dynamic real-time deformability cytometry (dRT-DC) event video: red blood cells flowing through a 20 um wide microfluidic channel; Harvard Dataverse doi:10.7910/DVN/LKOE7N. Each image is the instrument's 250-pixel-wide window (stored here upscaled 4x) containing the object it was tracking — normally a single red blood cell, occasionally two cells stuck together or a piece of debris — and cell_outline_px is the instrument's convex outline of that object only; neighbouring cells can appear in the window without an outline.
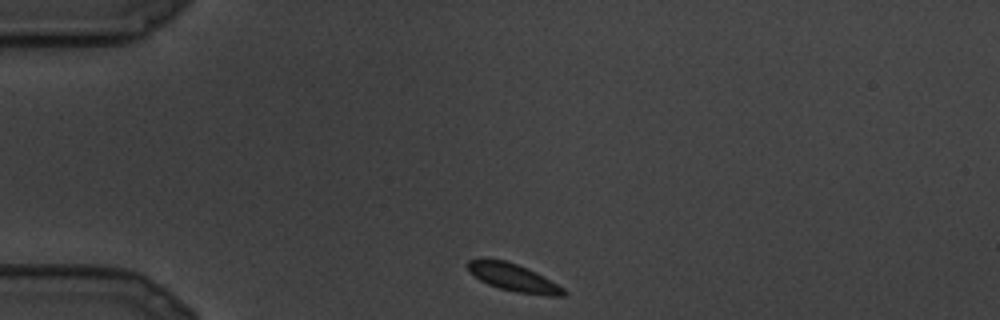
{"species": "common noctule bat (a hibernating species)", "species_latin": "Nyctalus noctula", "temperature_condition": "cold", "stored_images_in_passage": 5, "camera_frame_rate_fps": 3000, "um_per_image_px": 0.085, "animal": {"sex": "male", "body_mass_g": 19.5, "forearm_length_mm": 54.6}, "frame": {"image": 1, "passage_image": 1, "time_ms": 0.0, "image_size_px": [1000, 320], "cell_outline_px": [[568, 292], [564, 296], [548, 296], [516, 292], [500, 288], [488, 284], [480, 280], [468, 272], [468, 260], [480, 256], [484, 256], [504, 260], [516, 264], [536, 272], [544, 276], [564, 288]], "centroid_in_image_um": [43.6, 23.56], "position_along_channel_um": 41.4, "area_um2": 15.78}}
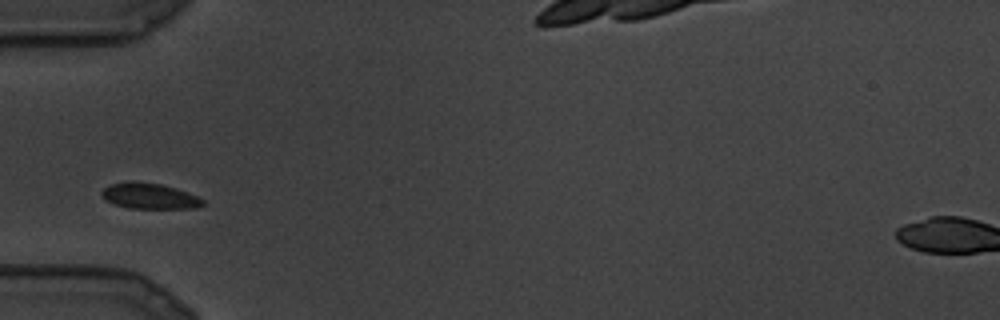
{"frame": {"image": 2, "passage_image": 4, "time_ms": 1.0, "image_size_px": [1000, 320], "cell_outline_px": [[204, 204], [192, 208], [128, 208], [116, 204], [108, 200], [100, 192], [104, 188], [112, 184], [160, 184], [176, 188], [196, 196], [204, 200]], "centroid_in_image_um": [12.77, 16.7], "position_along_channel_um": 72.2, "area_um2": 14.16}}